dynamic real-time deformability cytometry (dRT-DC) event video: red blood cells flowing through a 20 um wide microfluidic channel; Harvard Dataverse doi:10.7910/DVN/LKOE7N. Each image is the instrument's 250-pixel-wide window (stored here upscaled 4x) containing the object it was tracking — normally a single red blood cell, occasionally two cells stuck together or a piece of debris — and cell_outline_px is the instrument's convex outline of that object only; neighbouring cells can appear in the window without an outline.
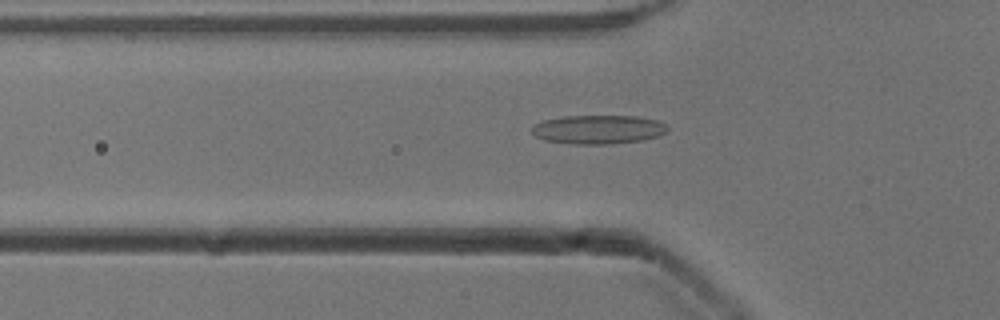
{"species": "common noctule bat (a hibernating species)", "species_latin": "Nyctalus noctula", "temperature_condition": "cold", "stored_images_in_passage": 52, "camera_frame_rate_fps": 3000, "um_per_image_px": 0.085, "animal": {"sex": "male", "body_mass_g": 13.3}, "frame": {"image": 1, "passage_image": 17, "time_ms": 5.333, "image_size_px": [1000, 320], "cell_outline_px": [[668, 128], [664, 132], [656, 136], [640, 140], [608, 144], [572, 144], [544, 140], [536, 136], [532, 132], [532, 124], [544, 120], [564, 116], [636, 116], [656, 120], [664, 124]], "centroid_in_image_um": [50.78, 11.0], "position_along_channel_um": 75.0, "area_um2": 22.6}}
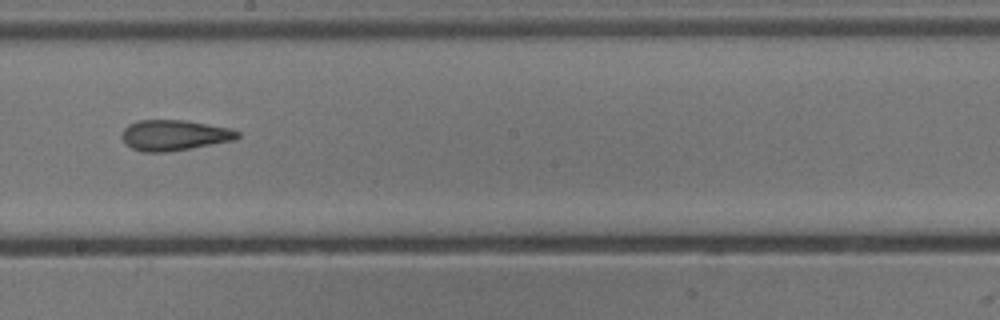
{"frame": {"image": 2, "passage_image": 29, "time_ms": 9.333, "image_size_px": [1000, 320], "cell_outline_px": [[240, 136], [236, 140], [192, 148], [168, 152], [144, 152], [132, 148], [124, 140], [124, 128], [128, 124], [140, 120], [184, 120], [232, 128], [240, 132]], "centroid_in_image_um": [14.89, 11.49], "position_along_channel_um": 233.3, "area_um2": 20.58}}
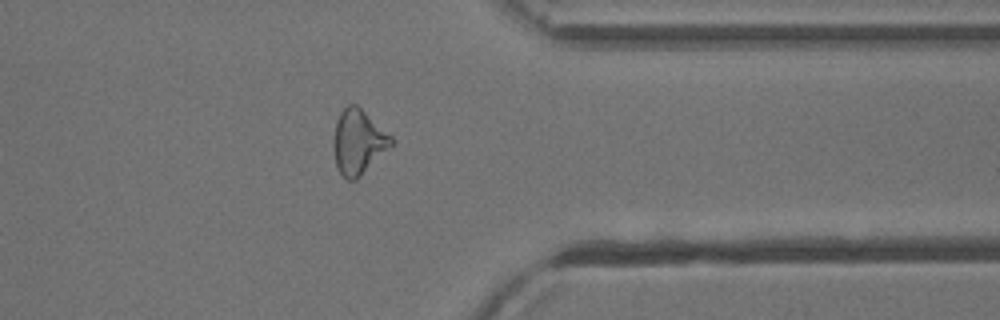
{"frame": {"image": 3, "passage_image": 41, "time_ms": 13.333, "image_size_px": [1000, 320], "cell_outline_px": [[392, 144], [356, 180], [348, 180], [340, 172], [336, 164], [332, 140], [336, 120], [340, 112], [348, 104], [356, 104], [392, 136]], "centroid_in_image_um": [30.41, 12.04], "position_along_channel_um": 381.0, "area_um2": 21.39}, "authors_computed_cell_mechanics": {"area_um2": 21.6461, "velocity_mm_per_s": 3.9152, "shape_relaxation_time_tau1_ms": null, "shape_relaxation_time_tau2_ms": 3.1265, "deformation_change_tau1": null, "deformation_change_tau2": 0.1279}}